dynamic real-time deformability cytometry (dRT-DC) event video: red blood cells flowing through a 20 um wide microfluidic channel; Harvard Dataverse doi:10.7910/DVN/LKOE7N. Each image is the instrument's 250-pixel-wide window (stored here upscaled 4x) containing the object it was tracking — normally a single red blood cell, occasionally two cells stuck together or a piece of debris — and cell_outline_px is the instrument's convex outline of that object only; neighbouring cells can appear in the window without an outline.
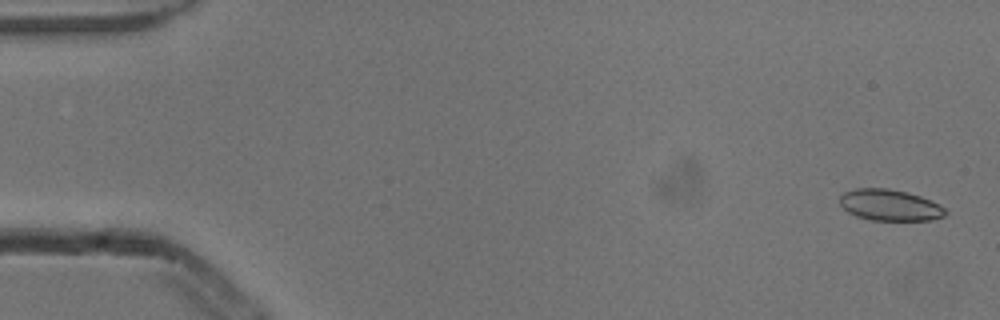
{"species": "common noctule bat (a hibernating species)", "species_latin": "Nyctalus noctula", "temperature_condition": "cold", "stored_images_in_passage": 2, "camera_frame_rate_fps": 3000, "um_per_image_px": 0.085, "animal": {"sex": "male", "body_mass_g": 13.3}, "frame": {"image": 1, "passage_image": 2, "time_ms": 0.333, "image_size_px": [1000, 320], "cell_outline_px": [[948, 212], [944, 216], [932, 220], [872, 220], [856, 216], [848, 212], [840, 204], [840, 196], [844, 192], [856, 188], [888, 188], [908, 192], [920, 196], [944, 208]], "centroid_in_image_um": [75.61, 17.43], "position_along_channel_um": 9.4, "area_um2": 19.13}}